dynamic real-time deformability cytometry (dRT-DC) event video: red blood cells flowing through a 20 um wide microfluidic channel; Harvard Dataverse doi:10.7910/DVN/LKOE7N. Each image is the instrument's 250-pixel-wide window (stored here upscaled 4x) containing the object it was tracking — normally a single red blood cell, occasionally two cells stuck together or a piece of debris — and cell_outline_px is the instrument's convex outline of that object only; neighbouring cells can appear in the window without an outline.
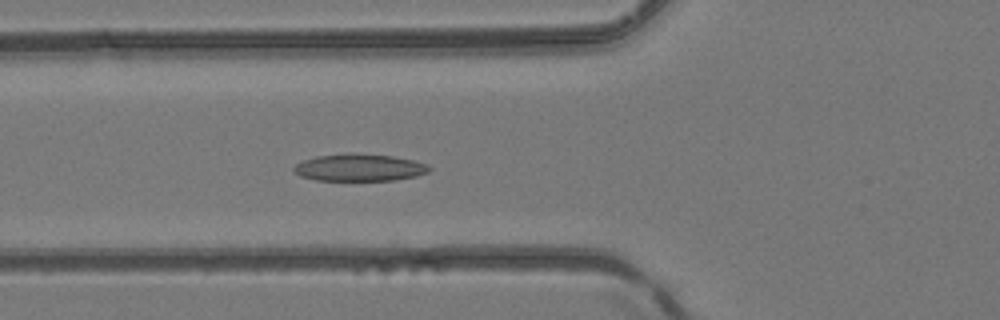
{"species": "common noctule bat (a hibernating species)", "species_latin": "Nyctalus noctula", "temperature_condition": "room temperature", "stored_images_in_passage": 48, "camera_frame_rate_fps": 3000, "um_per_image_px": 0.085, "animal": {"sex": "female", "body_mass_g": 24.6, "forearm_length_mm": 56.2}, "frame": {"image": 1, "passage_image": 19, "time_ms": 6.0, "image_size_px": [1000, 320], "cell_outline_px": [[432, 168], [428, 172], [416, 176], [396, 180], [316, 180], [300, 176], [292, 168], [296, 164], [304, 160], [316, 156], [392, 156], [412, 160], [428, 164]], "centroid_in_image_um": [30.59, 14.29], "position_along_channel_um": 95.2, "area_um2": 20.4}}
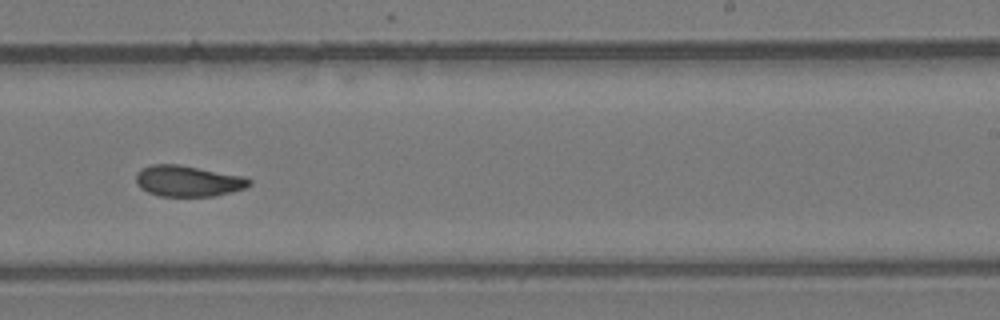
{"frame": {"image": 2, "passage_image": 31, "time_ms": 10.0, "image_size_px": [1000, 320], "cell_outline_px": [[252, 184], [244, 188], [212, 196], [160, 196], [148, 192], [140, 188], [136, 184], [136, 172], [140, 168], [152, 164], [180, 164], [244, 176], [252, 180]], "centroid_in_image_um": [15.95, 15.37], "position_along_channel_um": 273.1, "area_um2": 20.58}}
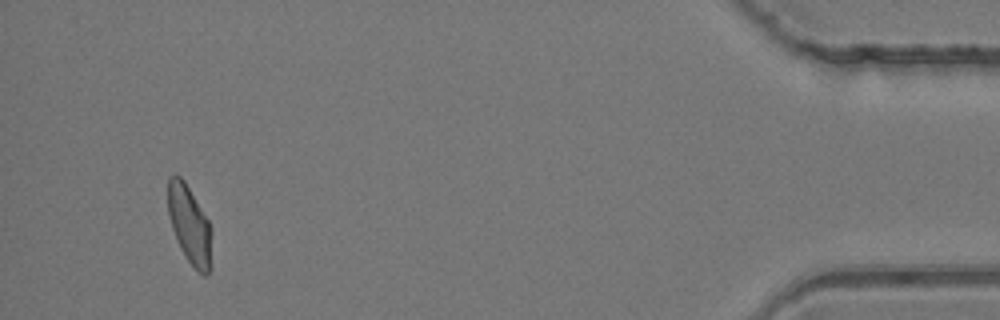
{"frame": {"image": 3, "passage_image": 46, "time_ms": 15.0, "image_size_px": [1000, 320], "cell_outline_px": [[212, 264], [208, 272], [204, 276], [196, 272], [180, 248], [176, 240], [172, 228], [168, 212], [168, 176], [180, 176], [184, 180], [208, 220], [212, 228]], "centroid_in_image_um": [16.14, 19.17], "position_along_channel_um": 419.1, "area_um2": 20.17}}